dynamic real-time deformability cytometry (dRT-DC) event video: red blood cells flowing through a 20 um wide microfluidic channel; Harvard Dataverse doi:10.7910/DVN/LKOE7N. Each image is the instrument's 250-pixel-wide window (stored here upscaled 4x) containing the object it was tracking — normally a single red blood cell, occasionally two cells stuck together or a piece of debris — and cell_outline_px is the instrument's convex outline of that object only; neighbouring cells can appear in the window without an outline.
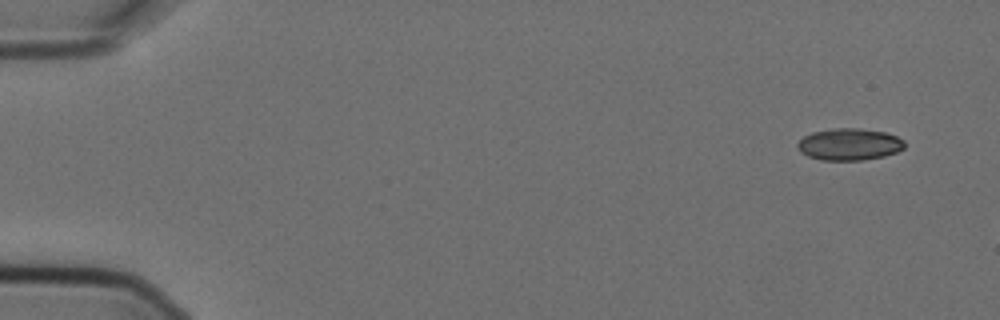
{"species": "Egyptian fruit bat (a non-hibernating species)", "species_latin": "Rousettus aegyptiacus", "temperature_condition": "cold", "stored_images_in_passage": 3, "camera_frame_rate_fps": 3000, "um_per_image_px": 0.085, "animal": {"sex": "female"}, "frame": {"image": 1, "passage_image": 1, "time_ms": 0.0, "image_size_px": [1000, 320], "cell_outline_px": [[904, 148], [896, 152], [884, 156], [864, 160], [820, 160], [808, 156], [800, 152], [796, 148], [796, 144], [804, 136], [812, 132], [832, 128], [856, 128], [884, 132], [896, 136], [904, 140]], "centroid_in_image_um": [72.16, 12.27], "position_along_channel_um": 12.8, "area_um2": 19.94}}